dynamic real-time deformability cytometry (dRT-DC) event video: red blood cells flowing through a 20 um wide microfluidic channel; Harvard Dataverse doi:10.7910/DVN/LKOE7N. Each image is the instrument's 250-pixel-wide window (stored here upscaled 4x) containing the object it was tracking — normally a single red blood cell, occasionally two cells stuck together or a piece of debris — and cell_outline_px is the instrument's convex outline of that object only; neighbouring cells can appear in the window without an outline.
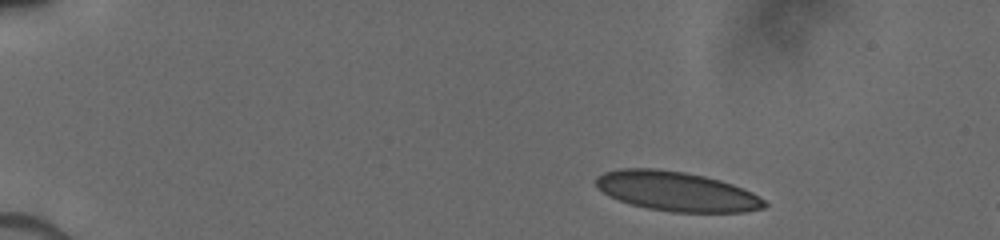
{"species": "human", "species_latin": "Homo sapiens", "temperature_condition": "cold", "stored_images_in_passage": 11, "camera_frame_rate_fps": 3000, "um_per_image_px": 0.085, "donor": {"sex": "male"}, "frame": {"image": 1, "passage_image": 1, "time_ms": 0.0, "image_size_px": [1000, 240], "cell_outline_px": [[768, 204], [764, 208], [744, 212], [672, 212], [648, 208], [632, 204], [608, 196], [596, 188], [596, 176], [604, 172], [620, 168], [656, 168], [684, 172], [704, 176], [720, 180], [732, 184], [752, 192], [764, 200]], "centroid_in_image_um": [57.49, 16.26], "position_along_channel_um": 27.5, "area_um2": 38.84}}
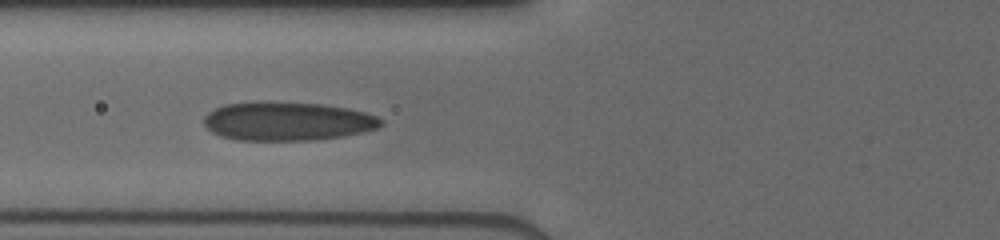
{"frame": {"image": 2, "passage_image": 8, "time_ms": 4.333, "image_size_px": [1000, 240], "cell_outline_px": [[384, 124], [380, 128], [364, 132], [344, 136], [316, 140], [236, 140], [220, 136], [212, 132], [204, 124], [204, 116], [208, 112], [224, 104], [256, 100], [320, 104], [348, 108], [364, 112], [376, 116], [384, 120]], "centroid_in_image_um": [24.43, 10.3], "position_along_channel_um": 101.4, "area_um2": 40.58}}
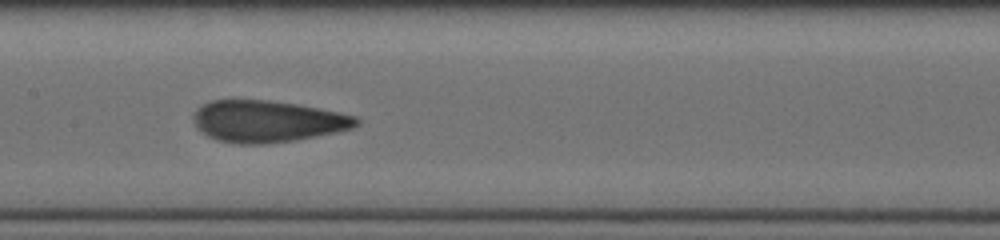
{"frame": {"image": 3, "passage_image": 10, "time_ms": 6.333, "image_size_px": [1000, 240], "cell_outline_px": [[360, 124], [352, 128], [292, 140], [264, 144], [236, 144], [216, 140], [208, 136], [196, 124], [196, 108], [200, 104], [212, 100], [268, 100], [296, 104], [356, 116], [360, 120]], "centroid_in_image_um": [22.71, 10.3], "position_along_channel_um": 184.7, "area_um2": 38.9}}